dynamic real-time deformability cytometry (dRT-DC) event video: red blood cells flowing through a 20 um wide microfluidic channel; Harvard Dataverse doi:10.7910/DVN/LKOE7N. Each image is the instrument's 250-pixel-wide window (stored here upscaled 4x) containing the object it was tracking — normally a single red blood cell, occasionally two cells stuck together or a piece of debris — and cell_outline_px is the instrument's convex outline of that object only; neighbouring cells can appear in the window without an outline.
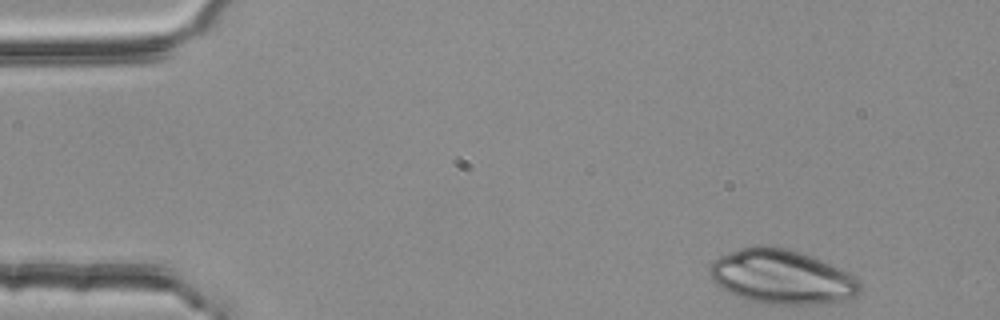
{"species": "common noctule bat (a hibernating species)", "species_latin": "Nyctalus noctula", "temperature_condition": "room temperature", "stored_images_in_passage": 3, "camera_frame_rate_fps": 3000, "um_per_image_px": 0.085, "animal": {"sex": "female", "body_mass_g": 25.1}, "frame": {"image": 1, "passage_image": 1, "time_ms": 0.0, "image_size_px": [1000, 320], "cell_outline_px": [[860, 292], [852, 296], [840, 300], [820, 304], [764, 304], [748, 300], [736, 296], [716, 284], [712, 280], [708, 272], [708, 268], [720, 256], [740, 248], [756, 244], [768, 244], [788, 248], [812, 256], [848, 272], [860, 280]], "centroid_in_image_um": [66.42, 23.51], "position_along_channel_um": 18.6, "area_um2": 47.69}}